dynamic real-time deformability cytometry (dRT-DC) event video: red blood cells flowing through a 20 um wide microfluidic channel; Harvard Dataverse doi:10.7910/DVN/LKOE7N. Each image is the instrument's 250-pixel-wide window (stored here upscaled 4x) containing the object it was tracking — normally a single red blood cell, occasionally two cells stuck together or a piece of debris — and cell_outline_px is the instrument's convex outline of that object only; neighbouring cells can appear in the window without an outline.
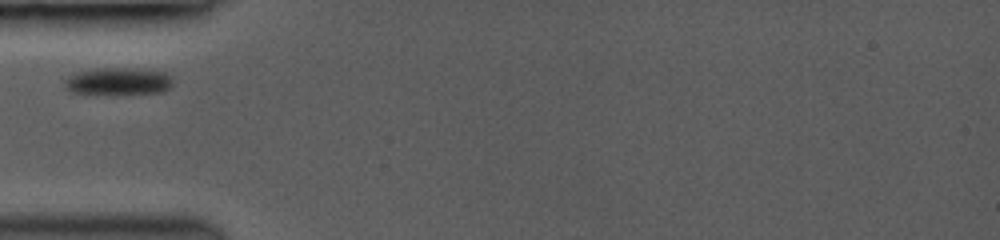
{"species": "common noctule bat (a hibernating species)", "species_latin": "Nyctalus noctula", "temperature_condition": "room temperature", "stored_images_in_passage": 3, "camera_frame_rate_fps": 3000, "um_per_image_px": 0.085, "animal": {"sex": "female", "body_mass_g": 19.0, "forearm_length_mm": 53.3}, "frame": {"image": 1, "passage_image": 2, "time_ms": 1.0, "image_size_px": [1000, 240], "cell_outline_px": [[172, 84], [164, 92], [72, 92], [64, 88], [64, 80], [68, 76], [80, 72], [96, 68], [140, 68], [164, 72], [172, 76]], "centroid_in_image_um": [10.08, 6.86], "position_along_channel_um": 74.9, "area_um2": 16.65}}